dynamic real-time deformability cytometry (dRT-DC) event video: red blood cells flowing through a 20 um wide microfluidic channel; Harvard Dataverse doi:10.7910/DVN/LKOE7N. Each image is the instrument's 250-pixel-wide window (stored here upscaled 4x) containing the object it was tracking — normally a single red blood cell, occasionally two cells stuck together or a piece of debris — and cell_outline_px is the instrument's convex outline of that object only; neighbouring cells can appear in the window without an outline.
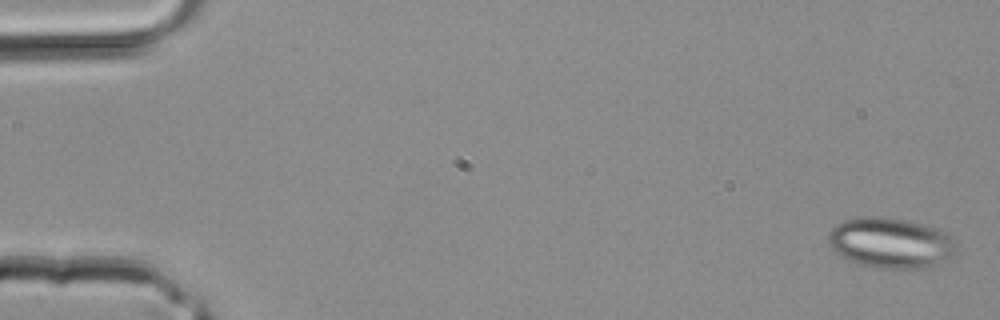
{"species": "common noctule bat (a hibernating species)", "species_latin": "Nyctalus noctula", "temperature_condition": "room temperature", "stored_images_in_passage": 3, "segment_of_instrument_passage": [1, 2], "camera_frame_rate_fps": 3000, "um_per_image_px": 0.085, "animal": {"sex": "male", "body_mass_g": 20.4}, "frame": {"image": 1, "passage_image": 1, "time_ms": 0.0, "image_size_px": [1000, 320], "cell_outline_px": [[956, 256], [936, 264], [924, 268], [876, 268], [840, 256], [828, 244], [828, 232], [836, 224], [844, 220], [860, 216], [880, 216], [908, 220], [924, 224], [936, 228], [944, 232], [956, 244]], "centroid_in_image_um": [75.7, 20.63], "position_along_channel_um": 9.3, "area_um2": 37.69}}